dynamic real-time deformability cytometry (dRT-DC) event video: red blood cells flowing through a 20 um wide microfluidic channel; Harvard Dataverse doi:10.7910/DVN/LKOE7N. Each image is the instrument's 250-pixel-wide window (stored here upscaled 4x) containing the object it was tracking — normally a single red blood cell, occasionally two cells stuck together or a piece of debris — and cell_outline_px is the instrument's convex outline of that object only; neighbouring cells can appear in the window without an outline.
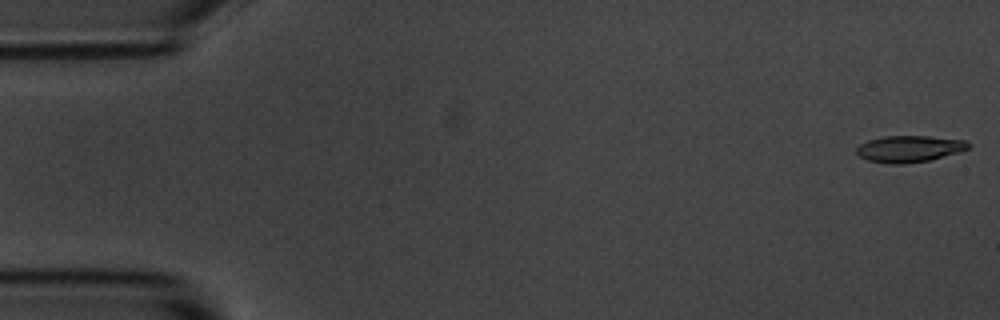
{"species": "common noctule bat (a hibernating species)", "species_latin": "Nyctalus noctula", "temperature_condition": "room temperature", "stored_images_in_passage": 54, "camera_frame_rate_fps": 3000, "um_per_image_px": 0.085, "animal": {"sex": "male", "body_mass_g": 20.1, "forearm_length_mm": 53.5}, "frame": {"image": 1, "passage_image": 1, "time_ms": 0.0, "image_size_px": [1000, 320], "cell_outline_px": [[972, 148], [960, 152], [928, 160], [904, 164], [892, 164], [868, 160], [860, 156], [856, 152], [856, 148], [860, 144], [868, 140], [884, 136], [928, 136], [964, 140], [972, 144]], "centroid_in_image_um": [77.32, 12.64], "position_along_channel_um": 7.7, "area_um2": 17.34}}
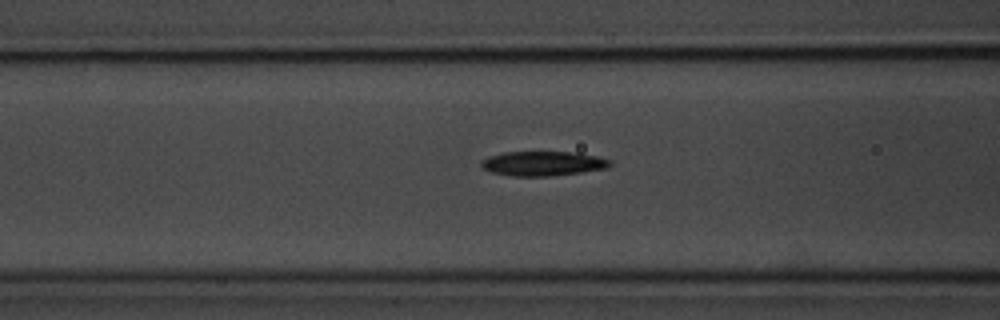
{"frame": {"image": 2, "passage_image": 21, "time_ms": 6.667, "image_size_px": [1000, 320], "cell_outline_px": [[612, 164], [608, 168], [552, 176], [512, 176], [492, 172], [484, 168], [480, 164], [480, 160], [488, 156], [504, 152], [576, 152], [596, 156], [612, 160]], "centroid_in_image_um": [46.15, 13.89], "position_along_channel_um": 120.4, "area_um2": 18.5}}
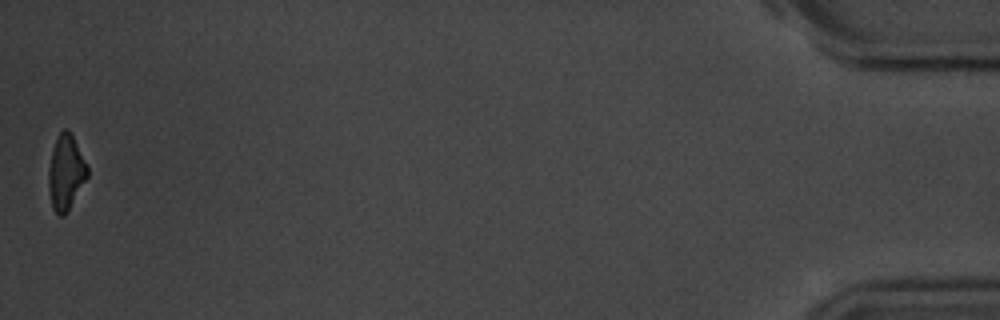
{"frame": {"image": 3, "passage_image": 54, "time_ms": 17.667, "image_size_px": [1000, 320], "cell_outline_px": [[88, 176], [64, 216], [60, 216], [52, 208], [48, 188], [48, 168], [52, 152], [56, 140], [60, 132], [64, 128], [68, 128], [88, 164]], "centroid_in_image_um": [5.6, 14.64], "position_along_channel_um": 429.6, "area_um2": 16.88}, "authors_computed_cell_mechanics": {"area_um2": 18.207, "velocity_mm_per_s": 3.6775, "shape_relaxation_time_tau1_ms": 3.0369, "shape_relaxation_time_tau2_ms": null, "deformation_change_tau1": 0.1622, "deformation_change_tau2": null}}